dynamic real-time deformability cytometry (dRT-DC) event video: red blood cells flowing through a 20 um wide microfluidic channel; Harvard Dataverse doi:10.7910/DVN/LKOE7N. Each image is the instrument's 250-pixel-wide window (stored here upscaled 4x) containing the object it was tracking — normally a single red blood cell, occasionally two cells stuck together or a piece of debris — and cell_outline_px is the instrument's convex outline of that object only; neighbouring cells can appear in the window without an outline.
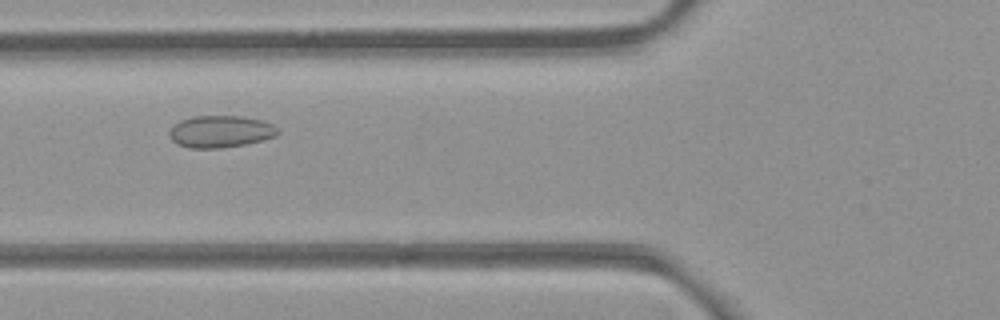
{"species": "common noctule bat (a hibernating species)", "species_latin": "Nyctalus noctula", "temperature_condition": "room temperature", "stored_images_in_passage": 49, "camera_frame_rate_fps": 3000, "um_per_image_px": 0.085, "animal": {"sex": "female", "body_mass_g": 21.9}, "frame": {"image": 1, "passage_image": 16, "time_ms": 5.0, "image_size_px": [1000, 320], "cell_outline_px": [[280, 132], [276, 136], [244, 144], [216, 148], [188, 148], [176, 144], [168, 136], [168, 132], [172, 124], [180, 120], [192, 116], [240, 116], [260, 120], [272, 124], [280, 128]], "centroid_in_image_um": [18.69, 11.17], "position_along_channel_um": 107.1, "area_um2": 20.35}}
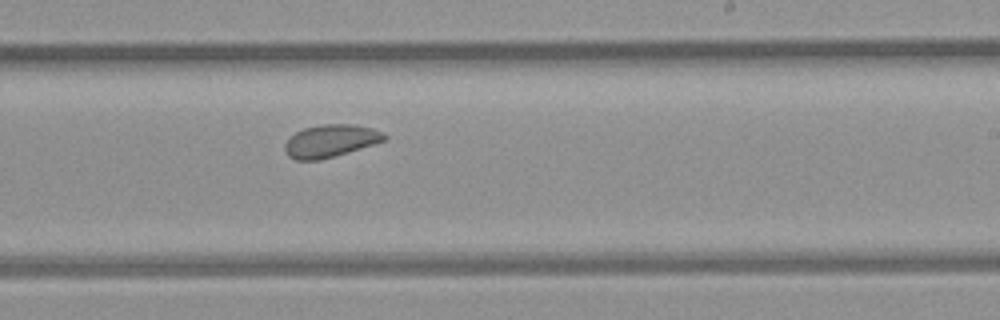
{"frame": {"image": 2, "passage_image": 28, "time_ms": 9.0, "image_size_px": [1000, 320], "cell_outline_px": [[388, 140], [320, 160], [296, 160], [288, 156], [284, 148], [284, 144], [296, 132], [304, 128], [320, 124], [356, 124], [372, 128], [384, 132], [388, 136]], "centroid_in_image_um": [28.13, 11.96], "position_along_channel_um": 260.9, "area_um2": 18.96}}
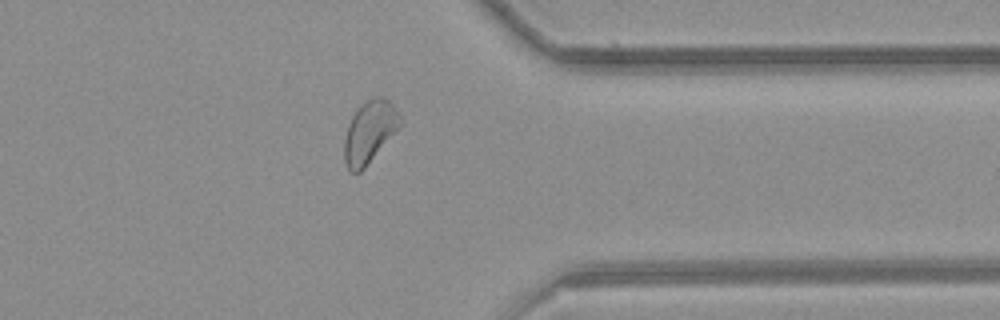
{"frame": {"image": 3, "passage_image": 38, "time_ms": 12.333, "image_size_px": [1000, 320], "cell_outline_px": [[400, 128], [364, 168], [360, 172], [352, 172], [348, 168], [344, 160], [344, 140], [348, 124], [356, 108], [360, 104], [376, 96], [380, 96], [388, 100], [400, 112]], "centroid_in_image_um": [31.41, 11.19], "position_along_channel_um": 380.0, "area_um2": 20.23}, "authors_computed_cell_mechanics": {"area_um2": 20.4034, "velocity_mm_per_s": 3.8398, "shape_relaxation_time_tau1_ms": null, "shape_relaxation_time_tau2_ms": 3.5772, "deformation_change_tau1": null, "deformation_change_tau2": 0.0552}}